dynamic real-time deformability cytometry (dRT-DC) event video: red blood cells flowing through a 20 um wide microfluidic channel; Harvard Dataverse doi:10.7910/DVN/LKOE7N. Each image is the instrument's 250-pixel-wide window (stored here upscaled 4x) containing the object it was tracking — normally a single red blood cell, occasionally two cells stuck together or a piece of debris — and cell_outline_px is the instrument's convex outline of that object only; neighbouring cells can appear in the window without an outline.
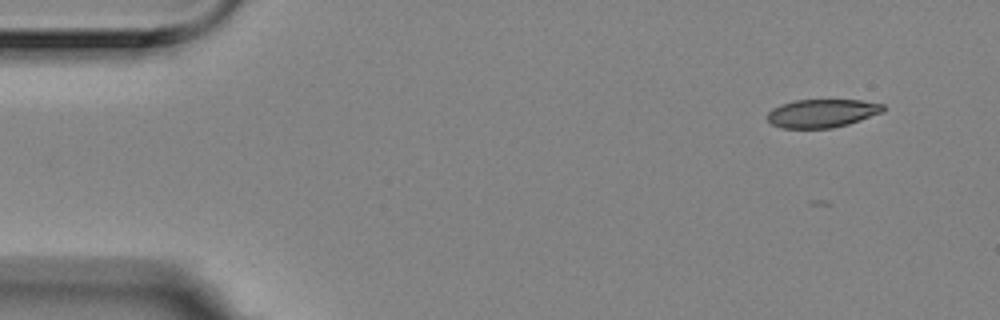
{"species": "Egyptian fruit bat (a non-hibernating species)", "species_latin": "Rousettus aegyptiacus", "temperature_condition": "room temperature", "stored_images_in_passage": 5, "segment_of_instrument_passage": [1, 2], "camera_frame_rate_fps": 3000, "um_per_image_px": 0.085, "animal": {"sex": "female"}, "frame": {"image": 1, "passage_image": 1, "time_ms": 0.0, "image_size_px": [1000, 320], "cell_outline_px": [[884, 112], [848, 124], [832, 128], [784, 128], [772, 124], [768, 120], [768, 112], [772, 108], [780, 104], [796, 100], [860, 100], [884, 104]], "centroid_in_image_um": [69.88, 9.62], "position_along_channel_um": 15.1, "area_um2": 19.07}}
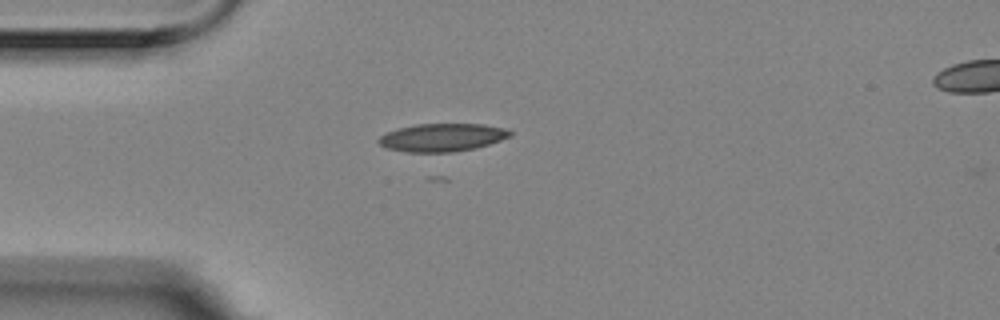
{"frame": {"image": 2, "passage_image": 4, "time_ms": 1.0, "image_size_px": [1000, 320], "cell_outline_px": [[512, 136], [476, 148], [452, 152], [408, 152], [388, 148], [380, 144], [376, 140], [380, 136], [388, 132], [400, 128], [416, 124], [484, 124], [504, 128], [512, 132]], "centroid_in_image_um": [37.6, 11.68], "position_along_channel_um": 47.4, "area_um2": 21.27}}